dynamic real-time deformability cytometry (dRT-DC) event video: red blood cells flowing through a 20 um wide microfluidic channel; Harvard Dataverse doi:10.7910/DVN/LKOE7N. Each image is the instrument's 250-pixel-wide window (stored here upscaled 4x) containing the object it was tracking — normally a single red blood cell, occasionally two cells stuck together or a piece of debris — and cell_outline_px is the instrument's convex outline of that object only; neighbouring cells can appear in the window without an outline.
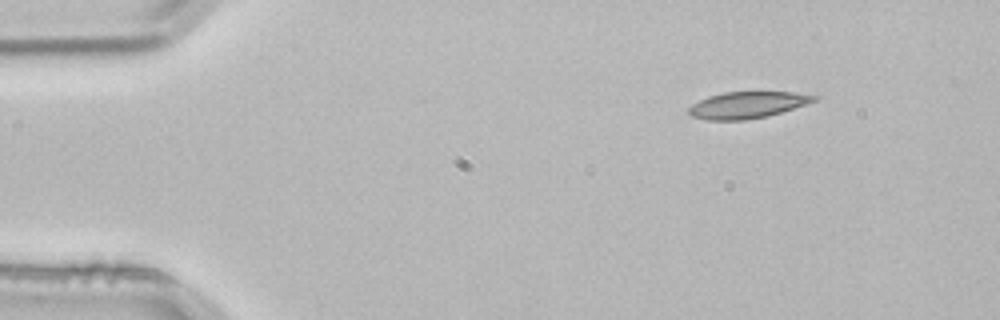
{"species": "common noctule bat (a hibernating species)", "species_latin": "Nyctalus noctula", "temperature_condition": "room temperature", "stored_images_in_passage": 2, "camera_frame_rate_fps": 3000, "um_per_image_px": 0.085, "animal": {"sex": "male", "body_mass_g": 21.5, "forearm_length_mm": 52.0}, "frame": {"image": 1, "passage_image": 1, "time_ms": 0.0, "image_size_px": [1000, 320], "cell_outline_px": [[820, 96], [816, 100], [768, 116], [744, 120], [708, 120], [692, 116], [688, 112], [688, 108], [692, 104], [708, 96], [724, 92], [792, 92]], "centroid_in_image_um": [63.49, 8.92], "position_along_channel_um": 21.5, "area_um2": 19.19}}